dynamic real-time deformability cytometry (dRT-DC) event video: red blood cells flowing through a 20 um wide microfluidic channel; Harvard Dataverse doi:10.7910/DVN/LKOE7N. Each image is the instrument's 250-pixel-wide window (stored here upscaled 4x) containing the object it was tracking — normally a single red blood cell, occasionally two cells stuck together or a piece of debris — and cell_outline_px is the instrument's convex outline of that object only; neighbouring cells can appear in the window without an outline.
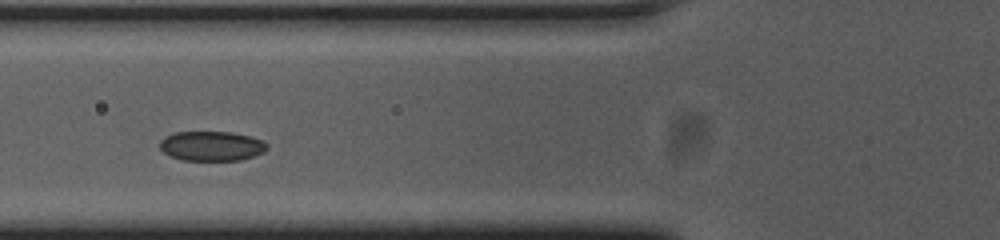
{"species": "common noctule bat (a hibernating species)", "species_latin": "Nyctalus noctula", "temperature_condition": "cold", "stored_images_in_passage": 22, "camera_frame_rate_fps": 3000, "um_per_image_px": 0.085, "animal": {"sex": "female", "body_mass_g": 23.0, "forearm_length_mm": 53.4}, "frame": {"image": 1, "passage_image": 10, "time_ms": 3.0, "image_size_px": [1000, 240], "cell_outline_px": [[268, 148], [264, 152], [240, 160], [180, 160], [164, 152], [160, 148], [160, 140], [164, 136], [176, 132], [232, 132], [264, 140], [268, 144]], "centroid_in_image_um": [17.99, 12.4], "position_along_channel_um": 107.8, "area_um2": 18.55}}